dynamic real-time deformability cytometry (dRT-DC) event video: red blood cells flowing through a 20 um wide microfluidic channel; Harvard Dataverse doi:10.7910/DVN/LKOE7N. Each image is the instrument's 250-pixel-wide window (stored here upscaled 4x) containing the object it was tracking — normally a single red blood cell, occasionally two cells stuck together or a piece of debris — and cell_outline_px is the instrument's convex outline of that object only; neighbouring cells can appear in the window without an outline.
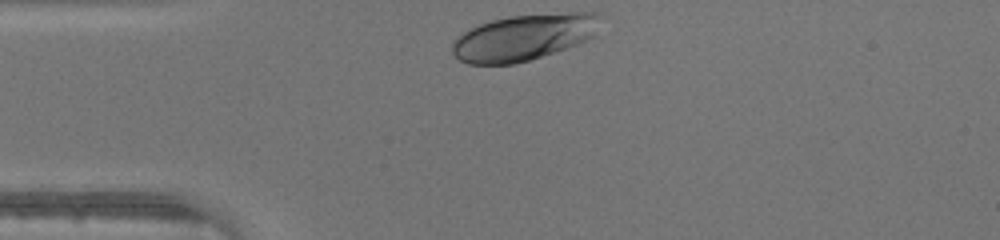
{"species": "human", "species_latin": "Homo sapiens", "temperature_condition": "warm", "stored_images_in_passage": 26, "camera_frame_rate_fps": 3000, "um_per_image_px": 0.085, "donor": {"sex": "male"}, "frame": {"image": 1, "passage_image": 1, "time_ms": 0.0, "image_size_px": [1000, 240], "cell_outline_px": [[604, 16], [592, 36], [588, 40], [528, 60], [512, 64], [468, 64], [460, 60], [452, 52], [452, 40], [468, 28], [492, 20], [508, 16], [576, 12], [596, 12]], "centroid_in_image_um": [44.5, 3.15], "position_along_channel_um": 40.5, "area_um2": 39.77}}
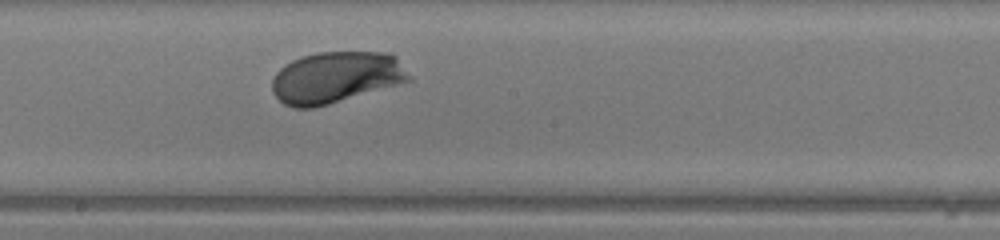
{"frame": {"image": 2, "passage_image": 15, "time_ms": 4.667, "image_size_px": [1000, 240], "cell_outline_px": [[412, 80], [328, 104], [312, 108], [296, 108], [284, 104], [272, 92], [272, 80], [276, 72], [284, 64], [300, 56], [316, 52], [392, 52], [396, 56], [412, 76]], "centroid_in_image_um": [28.56, 6.55], "position_along_channel_um": 219.6, "area_um2": 41.21}}
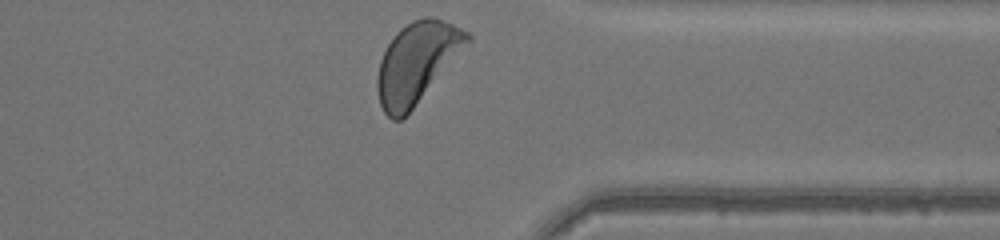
{"frame": {"image": 3, "passage_image": 26, "time_ms": 8.333, "image_size_px": [1000, 240], "cell_outline_px": [[472, 40], [412, 108], [400, 120], [392, 120], [384, 112], [380, 104], [376, 84], [376, 80], [380, 60], [388, 44], [396, 32], [400, 28], [412, 20], [424, 16], [432, 16], [452, 24], [468, 32], [472, 36]], "centroid_in_image_um": [35.42, 5.29], "position_along_channel_um": 376.0, "area_um2": 41.67}}